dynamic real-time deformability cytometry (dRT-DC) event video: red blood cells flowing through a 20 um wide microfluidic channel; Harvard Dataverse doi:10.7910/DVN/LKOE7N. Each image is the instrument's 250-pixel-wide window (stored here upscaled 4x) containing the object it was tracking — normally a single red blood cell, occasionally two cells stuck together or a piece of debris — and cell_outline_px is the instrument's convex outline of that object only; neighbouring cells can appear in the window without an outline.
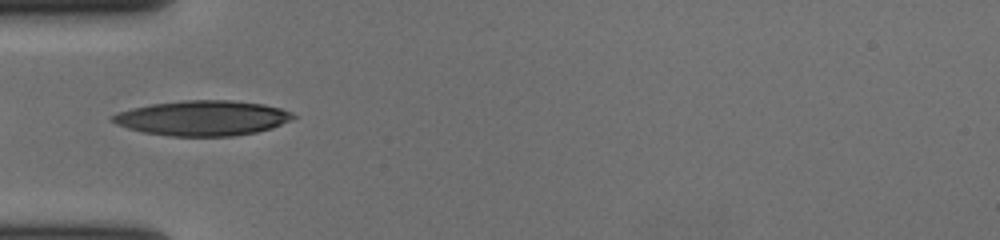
{"species": "human", "species_latin": "Homo sapiens", "temperature_condition": "cold", "stored_images_in_passage": 39, "camera_frame_rate_fps": 3000, "um_per_image_px": 0.085, "donor": {"sex": "female"}, "frame": {"image": 1, "passage_image": 1, "time_ms": 0.0, "image_size_px": [1000, 240], "cell_outline_px": [[296, 116], [292, 120], [272, 128], [256, 132], [236, 136], [168, 136], [144, 132], [128, 128], [116, 124], [108, 116], [116, 112], [132, 108], [152, 104], [184, 100], [232, 100], [264, 104], [280, 108], [292, 112]], "centroid_in_image_um": [17.22, 10.03], "position_along_channel_um": 67.8, "area_um2": 37.11}}
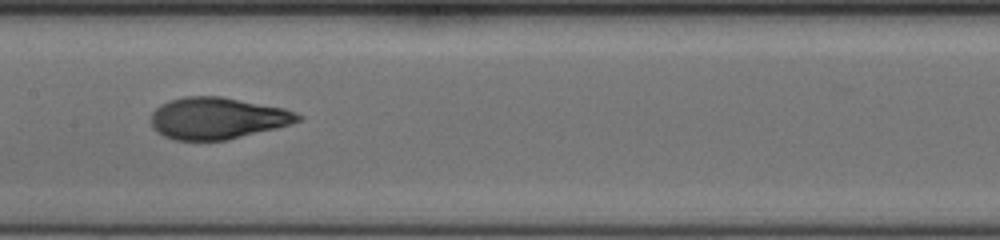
{"frame": {"image": 2, "passage_image": 11, "time_ms": 3.333, "image_size_px": [1000, 240], "cell_outline_px": [[304, 116], [300, 120], [276, 128], [228, 140], [176, 140], [164, 136], [156, 132], [152, 128], [152, 112], [160, 104], [168, 100], [184, 96], [220, 96], [284, 108], [296, 112]], "centroid_in_image_um": [18.45, 10.04], "position_along_channel_um": 188.9, "area_um2": 35.72}}
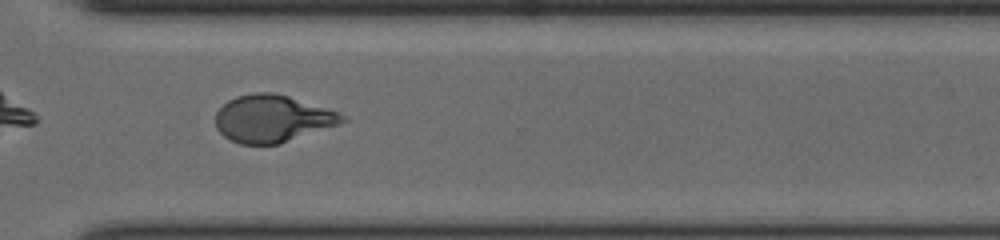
{"frame": {"image": 3, "passage_image": 24, "time_ms": 7.667, "image_size_px": [1000, 240], "cell_outline_px": [[348, 120], [340, 124], [280, 144], [240, 144], [224, 136], [216, 128], [216, 112], [228, 100], [236, 96], [252, 92], [272, 92], [288, 96], [340, 112], [348, 116]], "centroid_in_image_um": [23.18, 10.08], "position_along_channel_um": 347.4, "area_um2": 35.03}, "authors_computed_cell_mechanics": {"area_um2": 35.547, "velocity_mm_per_s": 3.6579, "shape_relaxation_time_tau1_ms": 4.9466, "shape_relaxation_time_tau2_ms": 1.0774, "deformation_change_tau1": 0.2192, "deformation_change_tau2": 0.0736}}